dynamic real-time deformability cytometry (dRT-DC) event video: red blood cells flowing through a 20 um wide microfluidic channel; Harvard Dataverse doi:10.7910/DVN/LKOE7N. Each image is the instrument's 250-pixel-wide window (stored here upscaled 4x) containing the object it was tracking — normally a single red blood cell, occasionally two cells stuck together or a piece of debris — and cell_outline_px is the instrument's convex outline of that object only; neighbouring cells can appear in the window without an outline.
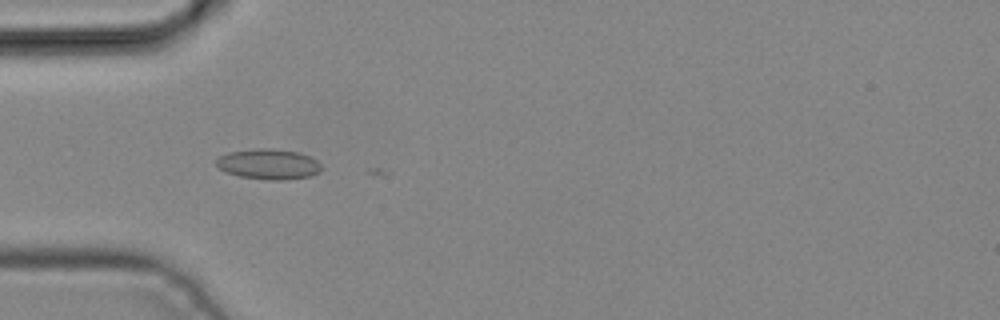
{"species": "common noctule bat (a hibernating species)", "species_latin": "Nyctalus noctula", "temperature_condition": "cold", "stored_images_in_passage": 5, "camera_frame_rate_fps": 3000, "um_per_image_px": 0.085, "animal": {"sex": "male", "body_mass_g": 19.2, "forearm_length_mm": 51.8}, "frame": {"image": 1, "passage_image": 4, "time_ms": 1.0, "image_size_px": [1000, 320], "cell_outline_px": [[320, 172], [308, 176], [284, 180], [268, 180], [240, 176], [224, 172], [216, 164], [216, 160], [220, 156], [228, 152], [260, 148], [272, 148], [296, 152], [308, 156], [316, 160], [320, 164]], "centroid_in_image_um": [22.8, 13.95], "position_along_channel_um": 62.2, "area_um2": 18.44}}